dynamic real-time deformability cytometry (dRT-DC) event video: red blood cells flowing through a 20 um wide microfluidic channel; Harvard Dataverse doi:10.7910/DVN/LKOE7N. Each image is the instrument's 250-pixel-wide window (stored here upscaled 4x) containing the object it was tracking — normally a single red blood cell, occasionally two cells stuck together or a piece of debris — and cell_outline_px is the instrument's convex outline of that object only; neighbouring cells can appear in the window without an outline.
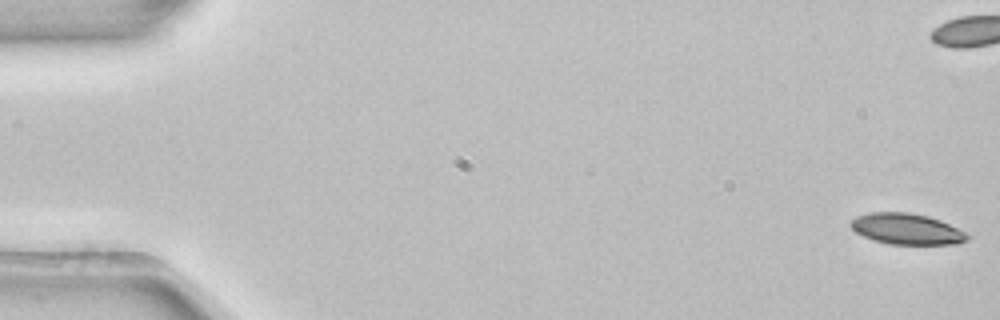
{"species": "common noctule bat (a hibernating species)", "species_latin": "Nyctalus noctula", "temperature_condition": "room temperature", "stored_images_in_passage": 5, "camera_frame_rate_fps": 3000, "um_per_image_px": 0.085, "animal": {"sex": "female", "body_mass_g": 22.7, "forearm_length_mm": 54.2}, "frame": {"image": 1, "passage_image": 1, "time_ms": 0.0, "image_size_px": [1000, 320], "cell_outline_px": [[968, 240], [956, 244], [888, 244], [872, 240], [856, 232], [848, 224], [856, 216], [868, 212], [908, 212], [928, 216], [940, 220], [964, 232], [968, 236]], "centroid_in_image_um": [77.02, 19.46], "position_along_channel_um": 8.0, "area_um2": 20.98}}
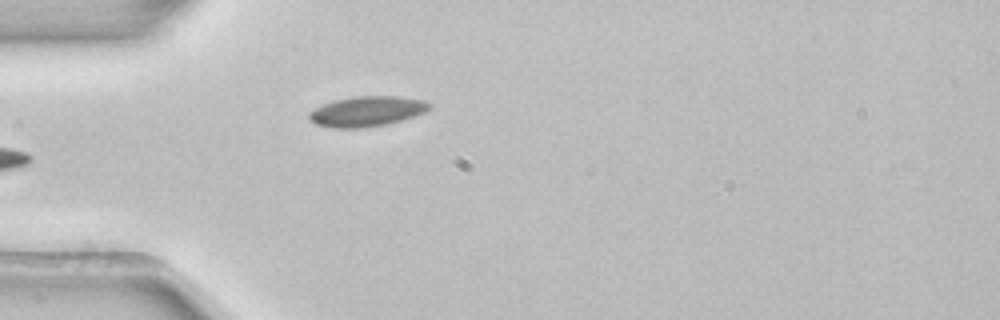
{"frame": {"image": 2, "passage_image": 5, "time_ms": 1.333, "image_size_px": [1000, 320], "cell_outline_px": [[432, 108], [424, 112], [400, 120], [384, 124], [360, 128], [332, 128], [316, 124], [308, 116], [308, 112], [324, 104], [336, 100], [352, 96], [396, 96], [420, 100], [432, 104]], "centroid_in_image_um": [31.16, 9.46], "position_along_channel_um": 53.8, "area_um2": 20.81}}